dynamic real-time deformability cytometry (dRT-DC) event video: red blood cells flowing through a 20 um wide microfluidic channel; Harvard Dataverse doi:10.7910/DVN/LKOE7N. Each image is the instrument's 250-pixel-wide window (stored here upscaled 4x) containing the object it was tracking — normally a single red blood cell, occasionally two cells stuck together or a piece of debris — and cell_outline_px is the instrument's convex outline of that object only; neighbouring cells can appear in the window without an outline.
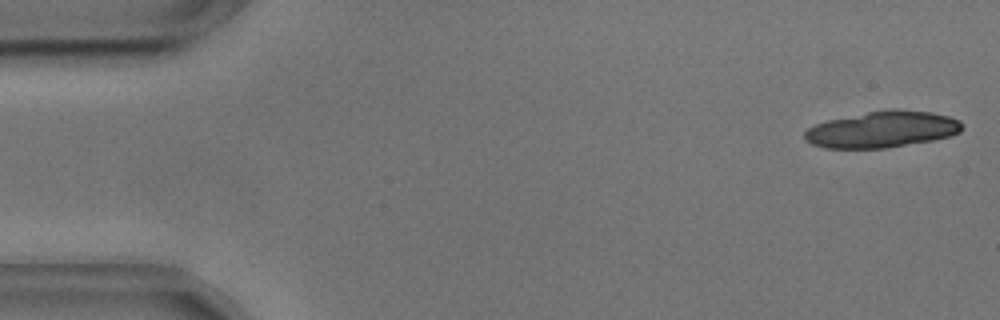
{"species": "common noctule bat (a hibernating species)", "species_latin": "Nyctalus noctula", "temperature_condition": "cold", "stored_images_in_passage": 8, "camera_frame_rate_fps": 3000, "um_per_image_px": 0.085, "animal": {"sex": "male", "body_mass_g": 17.9, "forearm_length_mm": 54.2}, "frame": {"image": 1, "passage_image": 1, "time_ms": 0.0, "image_size_px": [1000, 320], "cell_outline_px": [[960, 132], [952, 136], [932, 140], [884, 148], [824, 148], [812, 144], [804, 140], [804, 132], [808, 128], [816, 124], [828, 120], [868, 112], [892, 108], [900, 108], [932, 112], [948, 116], [960, 120]], "centroid_in_image_um": [74.98, 10.99], "position_along_channel_um": 10.0, "area_um2": 33.35}}